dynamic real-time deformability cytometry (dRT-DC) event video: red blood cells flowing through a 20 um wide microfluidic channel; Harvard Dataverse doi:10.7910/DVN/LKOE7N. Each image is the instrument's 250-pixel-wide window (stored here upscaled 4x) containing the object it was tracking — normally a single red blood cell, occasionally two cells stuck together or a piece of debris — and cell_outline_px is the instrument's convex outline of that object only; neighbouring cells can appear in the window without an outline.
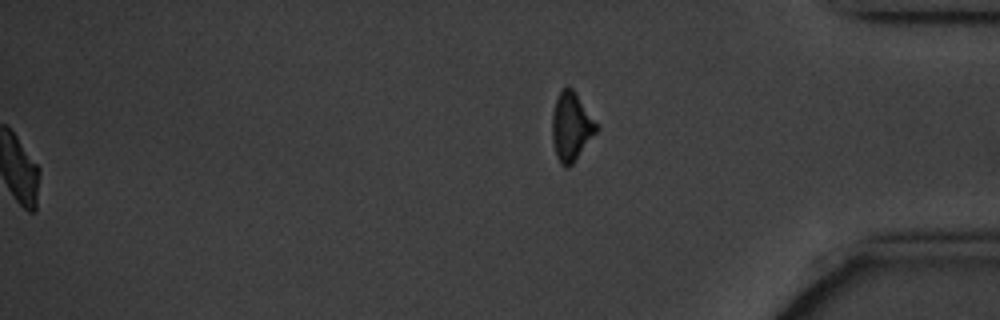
{"species": "common noctule bat (a hibernating species)", "species_latin": "Nyctalus noctula", "temperature_condition": "cold", "stored_images_in_passage": 59, "segment_of_instrument_passage": [2, 2], "camera_frame_rate_fps": 3000, "um_per_image_px": 0.085, "animal": {"sex": "male", "body_mass_g": 20.1, "forearm_length_mm": 53.5}, "frame": {"image": 1, "passage_image": 59, "time_ms": 19.333, "image_size_px": [1000, 320], "cell_outline_px": [[596, 128], [572, 164], [564, 164], [560, 160], [556, 152], [552, 124], [556, 100], [560, 92], [564, 88], [568, 88], [576, 96], [596, 124]], "centroid_in_image_um": [48.52, 10.75], "position_along_channel_um": 386.7, "area_um2": 15.61}}